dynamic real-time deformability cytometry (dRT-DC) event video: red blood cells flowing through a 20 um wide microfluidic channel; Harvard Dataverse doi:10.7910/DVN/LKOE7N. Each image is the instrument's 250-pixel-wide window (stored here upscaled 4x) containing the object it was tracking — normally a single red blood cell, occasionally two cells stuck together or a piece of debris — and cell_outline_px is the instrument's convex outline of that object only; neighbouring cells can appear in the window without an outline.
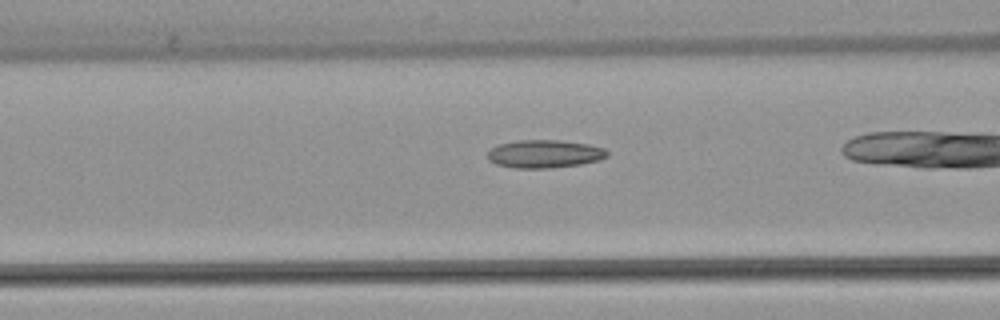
{"species": "common noctule bat (a hibernating species)", "species_latin": "Nyctalus noctula", "temperature_condition": "warm", "stored_images_in_passage": 38, "camera_frame_rate_fps": 3000, "um_per_image_px": 0.085, "animal": {"sex": "female", "body_mass_g": 22.7, "forearm_length_mm": 54.2}, "frame": {"image": 1, "passage_image": 18, "time_ms": 5.667, "image_size_px": [1000, 320], "cell_outline_px": [[608, 156], [600, 160], [580, 164], [552, 168], [512, 168], [496, 164], [488, 160], [488, 152], [496, 144], [516, 140], [556, 140], [588, 144], [604, 148], [608, 152]], "centroid_in_image_um": [46.26, 13.08], "position_along_channel_um": 120.3, "area_um2": 19.65}}
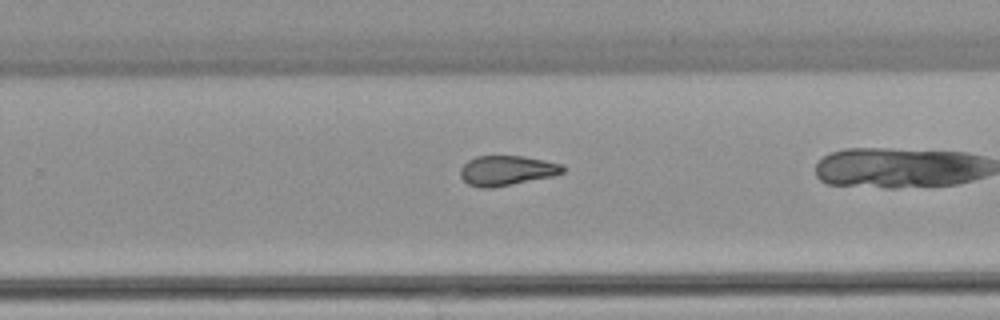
{"frame": {"image": 2, "passage_image": 31, "time_ms": 10.0, "image_size_px": [1000, 320], "cell_outline_px": [[564, 172], [552, 176], [492, 188], [480, 188], [468, 184], [460, 176], [460, 168], [468, 160], [476, 156], [524, 156], [564, 164]], "centroid_in_image_um": [43.06, 14.49], "position_along_channel_um": 286.7, "area_um2": 17.86}}
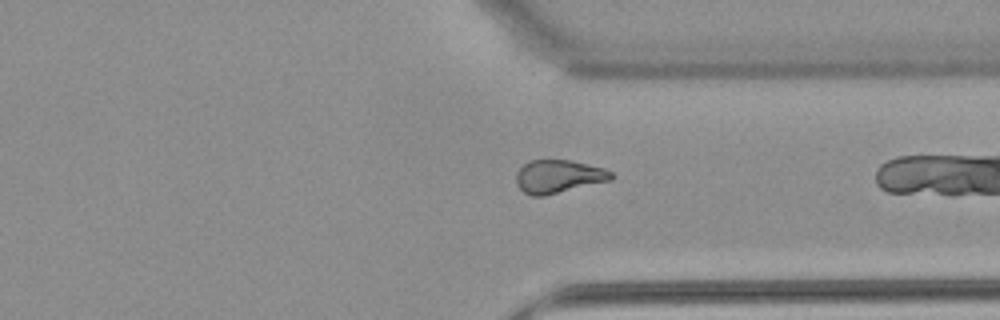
{"frame": {"image": 3, "passage_image": 37, "time_ms": 12.0, "image_size_px": [1000, 320], "cell_outline_px": [[616, 176], [612, 180], [544, 196], [532, 196], [524, 192], [516, 184], [516, 172], [524, 164], [532, 160], [572, 160], [604, 168], [612, 172]], "centroid_in_image_um": [47.5, 15.0], "position_along_channel_um": 363.9, "area_um2": 18.5}}